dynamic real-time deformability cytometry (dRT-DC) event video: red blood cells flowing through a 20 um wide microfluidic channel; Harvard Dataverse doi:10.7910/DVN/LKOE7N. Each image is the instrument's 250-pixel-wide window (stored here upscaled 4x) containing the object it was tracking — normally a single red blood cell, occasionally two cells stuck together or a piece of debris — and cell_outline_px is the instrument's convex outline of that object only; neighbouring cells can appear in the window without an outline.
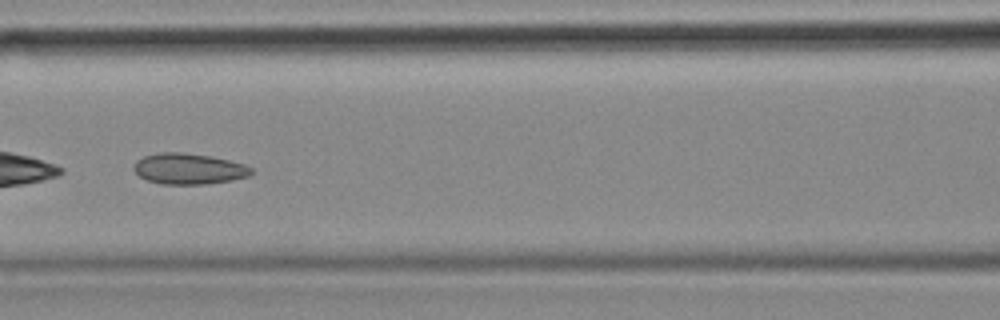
{"species": "common noctule bat (a hibernating species)", "species_latin": "Nyctalus noctula", "temperature_condition": "cold", "stored_images_in_passage": 45, "camera_frame_rate_fps": 3000, "um_per_image_px": 0.085, "animal": {"sex": "female", "body_mass_g": 18.4}, "frame": {"image": 1, "passage_image": 20, "time_ms": 6.333, "image_size_px": [1000, 320], "cell_outline_px": [[252, 172], [248, 176], [232, 180], [204, 184], [160, 184], [148, 180], [140, 176], [132, 168], [136, 160], [144, 156], [160, 152], [180, 152], [208, 156], [228, 160], [244, 164], [252, 168]], "centroid_in_image_um": [16.02, 14.35], "position_along_channel_um": 150.6, "area_um2": 20.98}, "authors_computed_cell_mechanics": {"area_um2": 21.7328, "velocity_mm_per_s": 3.649, "shape_relaxation_time_tau1_ms": null, "shape_relaxation_time_tau2_ms": 3.8281, "deformation_change_tau1": null, "deformation_change_tau2": 0.1011}}